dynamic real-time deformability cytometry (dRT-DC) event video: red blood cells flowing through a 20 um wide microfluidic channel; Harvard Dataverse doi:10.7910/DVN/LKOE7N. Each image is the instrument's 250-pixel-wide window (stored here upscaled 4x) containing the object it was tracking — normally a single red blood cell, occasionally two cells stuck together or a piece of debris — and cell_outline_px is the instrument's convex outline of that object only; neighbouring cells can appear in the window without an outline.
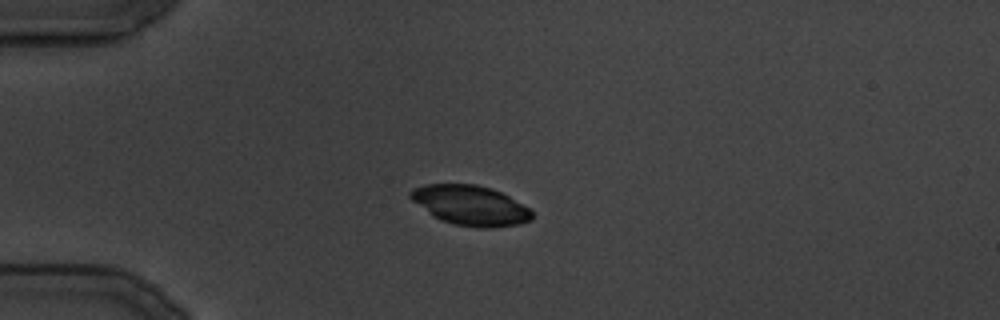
{"species": "common noctule bat (a hibernating species)", "species_latin": "Nyctalus noctula", "temperature_condition": "cold", "stored_images_in_passage": 15, "camera_frame_rate_fps": 3000, "um_per_image_px": 0.085, "animal": {"sex": "male", "body_mass_g": 19.5, "forearm_length_mm": 54.6}, "frame": {"image": 1, "passage_image": 9, "time_ms": 10.333, "image_size_px": [1000, 320], "cell_outline_px": [[532, 220], [520, 224], [488, 228], [480, 228], [456, 224], [440, 220], [432, 216], [412, 200], [408, 196], [408, 192], [412, 188], [424, 184], [476, 184], [492, 188], [508, 196], [528, 208], [532, 212]], "centroid_in_image_um": [39.95, 17.45], "position_along_channel_um": 45.1, "area_um2": 28.21}}